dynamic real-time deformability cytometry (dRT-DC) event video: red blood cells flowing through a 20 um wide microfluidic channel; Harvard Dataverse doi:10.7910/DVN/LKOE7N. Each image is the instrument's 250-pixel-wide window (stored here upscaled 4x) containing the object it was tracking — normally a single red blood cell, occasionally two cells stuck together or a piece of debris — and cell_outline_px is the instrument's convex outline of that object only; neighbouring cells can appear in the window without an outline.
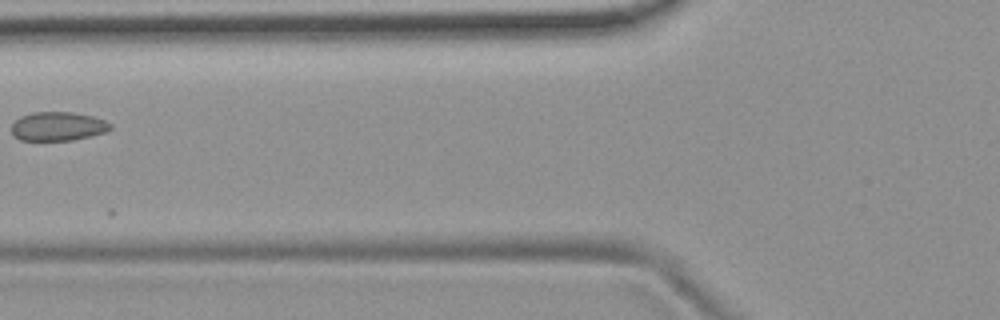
{"species": "common noctule bat (a hibernating species)", "species_latin": "Nyctalus noctula", "temperature_condition": "room temperature", "stored_images_in_passage": 7, "camera_frame_rate_fps": 3000, "um_per_image_px": 0.085, "animal": {"sex": "female", "body_mass_g": 19.9}, "frame": {"image": 1, "passage_image": 6, "time_ms": 6.333, "image_size_px": [1000, 320], "cell_outline_px": [[112, 128], [104, 132], [92, 136], [72, 140], [20, 140], [12, 136], [12, 124], [20, 116], [32, 112], [72, 112], [92, 116], [104, 120], [112, 124]], "centroid_in_image_um": [4.91, 10.74], "position_along_channel_um": 120.9, "area_um2": 16.7}}
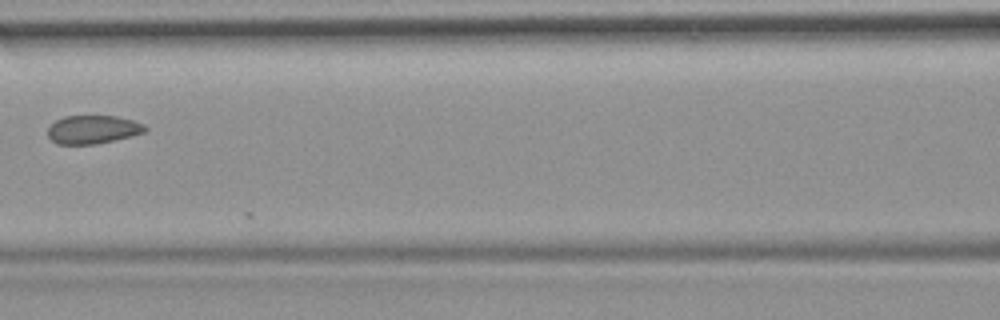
{"frame": {"image": 2, "passage_image": 7, "time_ms": 7.333, "image_size_px": [1000, 320], "cell_outline_px": [[148, 128], [144, 132], [132, 136], [96, 144], [56, 144], [48, 136], [48, 128], [56, 120], [64, 116], [116, 116], [132, 120], [144, 124]], "centroid_in_image_um": [7.9, 11.01], "position_along_channel_um": 158.7, "area_um2": 16.07}}